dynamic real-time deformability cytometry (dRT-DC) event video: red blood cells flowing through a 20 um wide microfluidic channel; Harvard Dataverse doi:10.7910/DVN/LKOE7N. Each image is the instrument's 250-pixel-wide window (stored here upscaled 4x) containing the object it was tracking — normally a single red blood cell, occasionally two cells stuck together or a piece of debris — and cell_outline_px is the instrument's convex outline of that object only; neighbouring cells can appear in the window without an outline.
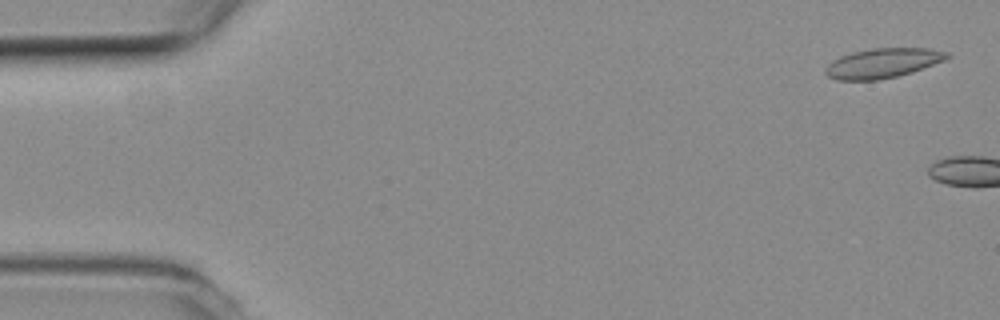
{"species": "common noctule bat (a hibernating species)", "species_latin": "Nyctalus noctula", "temperature_condition": "room temperature", "stored_images_in_passage": 5, "camera_frame_rate_fps": 3000, "um_per_image_px": 0.085, "animal": {"sex": "female", "body_mass_g": 19.3, "forearm_length_mm": 54.1}, "frame": {"image": 1, "passage_image": 2, "time_ms": 0.333, "image_size_px": [1000, 320], "cell_outline_px": [[952, 56], [944, 60], [912, 72], [880, 80], [836, 80], [828, 76], [824, 72], [828, 64], [832, 60], [840, 56], [852, 52], [872, 48], [928, 48], [948, 52]], "centroid_in_image_um": [75.02, 5.36], "position_along_channel_um": 10.0, "area_um2": 21.04}}